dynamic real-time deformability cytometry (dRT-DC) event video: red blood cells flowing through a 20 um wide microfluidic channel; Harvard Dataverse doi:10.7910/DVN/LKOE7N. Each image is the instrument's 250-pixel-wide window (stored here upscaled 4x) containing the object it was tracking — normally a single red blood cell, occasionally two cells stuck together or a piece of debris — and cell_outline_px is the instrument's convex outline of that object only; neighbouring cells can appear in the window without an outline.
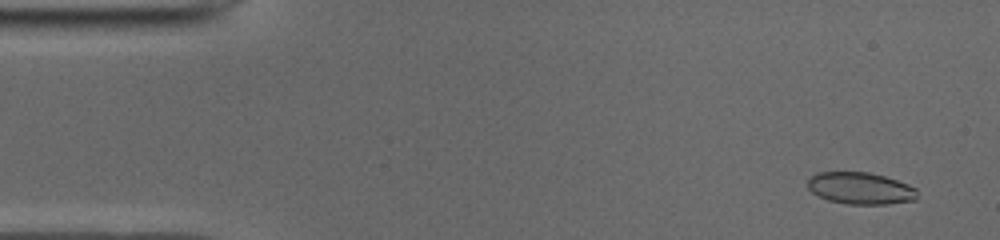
{"species": "common noctule bat (a hibernating species)", "species_latin": "Nyctalus noctula", "temperature_condition": "cold", "stored_images_in_passage": 50, "camera_frame_rate_fps": 3000, "um_per_image_px": 0.085, "animal": {"sex": "male", "body_mass_g": 19.0, "forearm_length_mm": 50.8}, "frame": {"image": 1, "passage_image": 3, "time_ms": 0.667, "image_size_px": [1000, 240], "cell_outline_px": [[916, 200], [888, 204], [848, 204], [828, 200], [812, 192], [808, 188], [808, 180], [816, 172], [868, 172], [884, 176], [908, 184], [916, 188]], "centroid_in_image_um": [73.14, 16.0], "position_along_channel_um": 11.9, "area_um2": 20.29}}
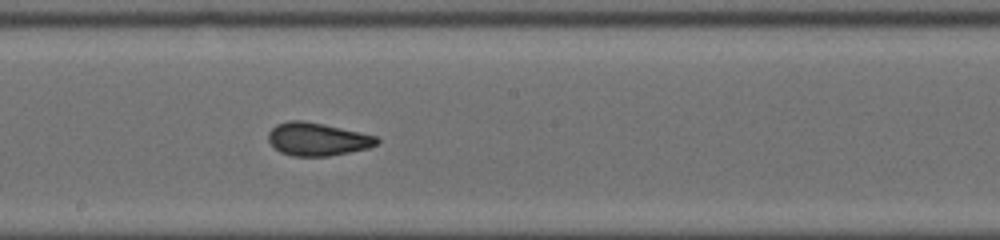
{"frame": {"image": 2, "passage_image": 27, "time_ms": 8.667, "image_size_px": [1000, 240], "cell_outline_px": [[380, 140], [376, 144], [368, 148], [328, 156], [292, 156], [280, 152], [268, 140], [268, 132], [276, 124], [288, 120], [300, 120], [360, 132], [376, 136]], "centroid_in_image_um": [26.95, 11.83], "position_along_channel_um": 221.3, "area_um2": 20.58}}
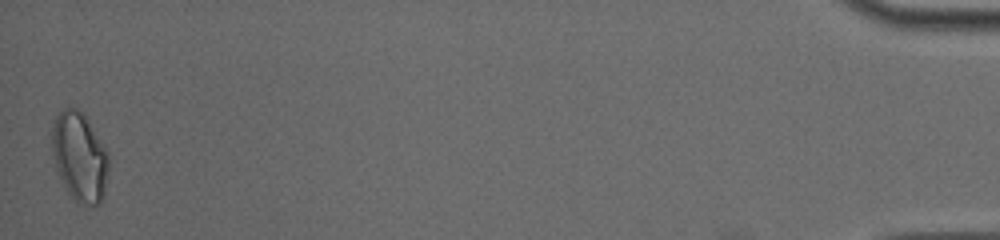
{"frame": {"image": 3, "passage_image": 50, "time_ms": 16.333, "image_size_px": [1000, 240], "cell_outline_px": [[108, 172], [104, 196], [100, 204], [80, 204], [68, 192], [56, 168], [52, 156], [52, 124], [56, 116], [64, 108], [76, 108], [84, 116], [108, 152]], "centroid_in_image_um": [6.76, 13.35], "position_along_channel_um": 428.4, "area_um2": 29.02}, "authors_computed_cell_mechanics": {"area_um2": 20.9236, "velocity_mm_per_s": 3.9625, "shape_relaxation_time_tau1_ms": 9.9131, "shape_relaxation_time_tau2_ms": 1.1156, "deformation_change_tau1": 0.206, "deformation_change_tau2": 0.0548}}